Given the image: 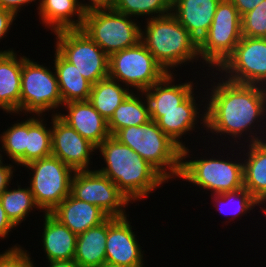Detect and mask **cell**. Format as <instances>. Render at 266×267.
Returning a JSON list of instances; mask_svg holds the SVG:
<instances>
[{
  "mask_svg": "<svg viewBox=\"0 0 266 267\" xmlns=\"http://www.w3.org/2000/svg\"><path fill=\"white\" fill-rule=\"evenodd\" d=\"M217 78L219 82H215ZM216 79H210L213 85L207 90L211 92L204 98L208 100L203 107L206 112V133L211 132L218 137L229 135L226 138L229 140L232 137L238 145H245L237 141L241 138L243 141L246 138L244 142L248 144L266 140V87L231 82L224 76ZM261 133L263 135H257Z\"/></svg>",
  "mask_w": 266,
  "mask_h": 267,
  "instance_id": "cell-1",
  "label": "cell"
},
{
  "mask_svg": "<svg viewBox=\"0 0 266 267\" xmlns=\"http://www.w3.org/2000/svg\"><path fill=\"white\" fill-rule=\"evenodd\" d=\"M97 150L106 164L97 171L108 177L132 204L149 197L167 181L147 161L112 135Z\"/></svg>",
  "mask_w": 266,
  "mask_h": 267,
  "instance_id": "cell-2",
  "label": "cell"
},
{
  "mask_svg": "<svg viewBox=\"0 0 266 267\" xmlns=\"http://www.w3.org/2000/svg\"><path fill=\"white\" fill-rule=\"evenodd\" d=\"M146 20L141 42L167 73L183 63H197L199 43L172 13Z\"/></svg>",
  "mask_w": 266,
  "mask_h": 267,
  "instance_id": "cell-3",
  "label": "cell"
},
{
  "mask_svg": "<svg viewBox=\"0 0 266 267\" xmlns=\"http://www.w3.org/2000/svg\"><path fill=\"white\" fill-rule=\"evenodd\" d=\"M114 137L147 161L167 182L179 177L182 148L158 127L156 121L122 128Z\"/></svg>",
  "mask_w": 266,
  "mask_h": 267,
  "instance_id": "cell-4",
  "label": "cell"
},
{
  "mask_svg": "<svg viewBox=\"0 0 266 267\" xmlns=\"http://www.w3.org/2000/svg\"><path fill=\"white\" fill-rule=\"evenodd\" d=\"M189 150L188 146L182 148L181 168L178 178H182V180L190 182L196 187L199 186L201 190L210 191L211 195L235 191L244 187L241 156L239 157L240 160L237 158L236 161L230 157H228L229 159L226 157L224 160L220 153L219 156L222 159L220 157L216 158L214 155L212 158L203 156L200 159L198 157L194 159L190 154L192 151ZM188 157L192 160H186Z\"/></svg>",
  "mask_w": 266,
  "mask_h": 267,
  "instance_id": "cell-5",
  "label": "cell"
},
{
  "mask_svg": "<svg viewBox=\"0 0 266 267\" xmlns=\"http://www.w3.org/2000/svg\"><path fill=\"white\" fill-rule=\"evenodd\" d=\"M135 20L113 8L95 10L85 13L81 29L110 56L141 42L142 25Z\"/></svg>",
  "mask_w": 266,
  "mask_h": 267,
  "instance_id": "cell-6",
  "label": "cell"
},
{
  "mask_svg": "<svg viewBox=\"0 0 266 267\" xmlns=\"http://www.w3.org/2000/svg\"><path fill=\"white\" fill-rule=\"evenodd\" d=\"M242 38L241 16L230 0L217 6L208 33L199 42L200 61L210 70L218 69L234 52Z\"/></svg>",
  "mask_w": 266,
  "mask_h": 267,
  "instance_id": "cell-7",
  "label": "cell"
},
{
  "mask_svg": "<svg viewBox=\"0 0 266 267\" xmlns=\"http://www.w3.org/2000/svg\"><path fill=\"white\" fill-rule=\"evenodd\" d=\"M31 170L29 187L40 212L51 213L70 193L75 171L50 155L24 166Z\"/></svg>",
  "mask_w": 266,
  "mask_h": 267,
  "instance_id": "cell-8",
  "label": "cell"
},
{
  "mask_svg": "<svg viewBox=\"0 0 266 267\" xmlns=\"http://www.w3.org/2000/svg\"><path fill=\"white\" fill-rule=\"evenodd\" d=\"M33 61L23 56L19 114L43 116L49 110L64 108L56 72Z\"/></svg>",
  "mask_w": 266,
  "mask_h": 267,
  "instance_id": "cell-9",
  "label": "cell"
},
{
  "mask_svg": "<svg viewBox=\"0 0 266 267\" xmlns=\"http://www.w3.org/2000/svg\"><path fill=\"white\" fill-rule=\"evenodd\" d=\"M167 74L142 42L109 56L108 77L136 92H144Z\"/></svg>",
  "mask_w": 266,
  "mask_h": 267,
  "instance_id": "cell-10",
  "label": "cell"
},
{
  "mask_svg": "<svg viewBox=\"0 0 266 267\" xmlns=\"http://www.w3.org/2000/svg\"><path fill=\"white\" fill-rule=\"evenodd\" d=\"M55 48L76 66L92 85L108 77L109 56L82 30L64 29L53 32Z\"/></svg>",
  "mask_w": 266,
  "mask_h": 267,
  "instance_id": "cell-11",
  "label": "cell"
},
{
  "mask_svg": "<svg viewBox=\"0 0 266 267\" xmlns=\"http://www.w3.org/2000/svg\"><path fill=\"white\" fill-rule=\"evenodd\" d=\"M216 71L231 82L266 87V38L242 36Z\"/></svg>",
  "mask_w": 266,
  "mask_h": 267,
  "instance_id": "cell-12",
  "label": "cell"
},
{
  "mask_svg": "<svg viewBox=\"0 0 266 267\" xmlns=\"http://www.w3.org/2000/svg\"><path fill=\"white\" fill-rule=\"evenodd\" d=\"M71 194L100 207L110 217L127 216L125 208L131 203L108 177L96 169L75 171L71 180Z\"/></svg>",
  "mask_w": 266,
  "mask_h": 267,
  "instance_id": "cell-13",
  "label": "cell"
},
{
  "mask_svg": "<svg viewBox=\"0 0 266 267\" xmlns=\"http://www.w3.org/2000/svg\"><path fill=\"white\" fill-rule=\"evenodd\" d=\"M52 155L59 158L74 171L90 170L92 152L97 147L89 140L83 138L74 128L64 122L52 111Z\"/></svg>",
  "mask_w": 266,
  "mask_h": 267,
  "instance_id": "cell-14",
  "label": "cell"
},
{
  "mask_svg": "<svg viewBox=\"0 0 266 267\" xmlns=\"http://www.w3.org/2000/svg\"><path fill=\"white\" fill-rule=\"evenodd\" d=\"M128 216L107 219L106 262L125 267H145L144 254Z\"/></svg>",
  "mask_w": 266,
  "mask_h": 267,
  "instance_id": "cell-15",
  "label": "cell"
},
{
  "mask_svg": "<svg viewBox=\"0 0 266 267\" xmlns=\"http://www.w3.org/2000/svg\"><path fill=\"white\" fill-rule=\"evenodd\" d=\"M194 92L178 106V109L171 111H150V118L156 121L158 127L168 135L174 142H176L181 148L185 147V142L180 139L183 135L195 131L198 126V118L200 124H203L201 128L206 126V112L200 111L198 107L204 104L196 103L197 96ZM198 105V106H197ZM202 112V113H201ZM201 113V114H199ZM201 115V116H200Z\"/></svg>",
  "mask_w": 266,
  "mask_h": 267,
  "instance_id": "cell-16",
  "label": "cell"
},
{
  "mask_svg": "<svg viewBox=\"0 0 266 267\" xmlns=\"http://www.w3.org/2000/svg\"><path fill=\"white\" fill-rule=\"evenodd\" d=\"M66 113L56 114L74 128L83 138L98 147L110 136L108 121L89 103V101L69 102L63 104Z\"/></svg>",
  "mask_w": 266,
  "mask_h": 267,
  "instance_id": "cell-17",
  "label": "cell"
},
{
  "mask_svg": "<svg viewBox=\"0 0 266 267\" xmlns=\"http://www.w3.org/2000/svg\"><path fill=\"white\" fill-rule=\"evenodd\" d=\"M50 214L77 235L110 217L100 207L81 201L71 193Z\"/></svg>",
  "mask_w": 266,
  "mask_h": 267,
  "instance_id": "cell-18",
  "label": "cell"
},
{
  "mask_svg": "<svg viewBox=\"0 0 266 267\" xmlns=\"http://www.w3.org/2000/svg\"><path fill=\"white\" fill-rule=\"evenodd\" d=\"M221 0H172V14L199 43L208 33Z\"/></svg>",
  "mask_w": 266,
  "mask_h": 267,
  "instance_id": "cell-19",
  "label": "cell"
},
{
  "mask_svg": "<svg viewBox=\"0 0 266 267\" xmlns=\"http://www.w3.org/2000/svg\"><path fill=\"white\" fill-rule=\"evenodd\" d=\"M22 63L13 49L0 50V109L12 115L20 112Z\"/></svg>",
  "mask_w": 266,
  "mask_h": 267,
  "instance_id": "cell-20",
  "label": "cell"
},
{
  "mask_svg": "<svg viewBox=\"0 0 266 267\" xmlns=\"http://www.w3.org/2000/svg\"><path fill=\"white\" fill-rule=\"evenodd\" d=\"M42 242L48 262L73 260L77 234L61 224L50 213H44Z\"/></svg>",
  "mask_w": 266,
  "mask_h": 267,
  "instance_id": "cell-21",
  "label": "cell"
},
{
  "mask_svg": "<svg viewBox=\"0 0 266 267\" xmlns=\"http://www.w3.org/2000/svg\"><path fill=\"white\" fill-rule=\"evenodd\" d=\"M248 146V147H247ZM240 151L243 161V184L252 196L265 206L266 202V140L249 143ZM247 151V153L245 152ZM246 153V154H245Z\"/></svg>",
  "mask_w": 266,
  "mask_h": 267,
  "instance_id": "cell-22",
  "label": "cell"
},
{
  "mask_svg": "<svg viewBox=\"0 0 266 267\" xmlns=\"http://www.w3.org/2000/svg\"><path fill=\"white\" fill-rule=\"evenodd\" d=\"M78 2L79 0H41L37 9L39 20L52 33L64 29H81L85 13ZM76 16L77 19H74Z\"/></svg>",
  "mask_w": 266,
  "mask_h": 267,
  "instance_id": "cell-23",
  "label": "cell"
},
{
  "mask_svg": "<svg viewBox=\"0 0 266 267\" xmlns=\"http://www.w3.org/2000/svg\"><path fill=\"white\" fill-rule=\"evenodd\" d=\"M174 73H168L162 80L146 89L145 94L149 111H171L178 109L193 92V81L176 84ZM173 83V84H172Z\"/></svg>",
  "mask_w": 266,
  "mask_h": 267,
  "instance_id": "cell-24",
  "label": "cell"
},
{
  "mask_svg": "<svg viewBox=\"0 0 266 267\" xmlns=\"http://www.w3.org/2000/svg\"><path fill=\"white\" fill-rule=\"evenodd\" d=\"M54 71L57 75L63 104L69 102L88 101L92 84L68 62L57 50L54 54Z\"/></svg>",
  "mask_w": 266,
  "mask_h": 267,
  "instance_id": "cell-25",
  "label": "cell"
},
{
  "mask_svg": "<svg viewBox=\"0 0 266 267\" xmlns=\"http://www.w3.org/2000/svg\"><path fill=\"white\" fill-rule=\"evenodd\" d=\"M107 220L78 234L74 260L81 267H100L106 261Z\"/></svg>",
  "mask_w": 266,
  "mask_h": 267,
  "instance_id": "cell-26",
  "label": "cell"
},
{
  "mask_svg": "<svg viewBox=\"0 0 266 267\" xmlns=\"http://www.w3.org/2000/svg\"><path fill=\"white\" fill-rule=\"evenodd\" d=\"M134 92L115 109L113 116L108 121L110 135L114 136L122 128L142 125L151 120L145 94L143 92L135 94Z\"/></svg>",
  "mask_w": 266,
  "mask_h": 267,
  "instance_id": "cell-27",
  "label": "cell"
},
{
  "mask_svg": "<svg viewBox=\"0 0 266 267\" xmlns=\"http://www.w3.org/2000/svg\"><path fill=\"white\" fill-rule=\"evenodd\" d=\"M133 92L116 80L107 77L99 80L91 87L89 103L107 121L113 116L115 109Z\"/></svg>",
  "mask_w": 266,
  "mask_h": 267,
  "instance_id": "cell-28",
  "label": "cell"
},
{
  "mask_svg": "<svg viewBox=\"0 0 266 267\" xmlns=\"http://www.w3.org/2000/svg\"><path fill=\"white\" fill-rule=\"evenodd\" d=\"M41 116L26 120V165L32 161L52 155L51 127H46ZM49 128V129H48Z\"/></svg>",
  "mask_w": 266,
  "mask_h": 267,
  "instance_id": "cell-29",
  "label": "cell"
},
{
  "mask_svg": "<svg viewBox=\"0 0 266 267\" xmlns=\"http://www.w3.org/2000/svg\"><path fill=\"white\" fill-rule=\"evenodd\" d=\"M0 201L7 217L15 226L25 221L33 208L39 209L30 187L22 188L18 183L17 188L4 190L0 194Z\"/></svg>",
  "mask_w": 266,
  "mask_h": 267,
  "instance_id": "cell-30",
  "label": "cell"
},
{
  "mask_svg": "<svg viewBox=\"0 0 266 267\" xmlns=\"http://www.w3.org/2000/svg\"><path fill=\"white\" fill-rule=\"evenodd\" d=\"M211 198L216 202L214 203V208H216L220 214L222 213L234 217L231 218L232 221L237 217L239 218L240 216L242 217V215L245 216L246 213H250V211L254 209L255 206L256 207L259 206L258 208L262 209L263 210L262 213H265L266 215V206L260 207L261 204L244 187L235 191H229L220 194H212ZM229 204L232 210L229 209L230 212H227L226 208H224L225 209L224 211L223 207L225 206L227 207L229 206Z\"/></svg>",
  "mask_w": 266,
  "mask_h": 267,
  "instance_id": "cell-31",
  "label": "cell"
},
{
  "mask_svg": "<svg viewBox=\"0 0 266 267\" xmlns=\"http://www.w3.org/2000/svg\"><path fill=\"white\" fill-rule=\"evenodd\" d=\"M114 10L136 19L164 16L172 12V0H114ZM154 14V15H153Z\"/></svg>",
  "mask_w": 266,
  "mask_h": 267,
  "instance_id": "cell-32",
  "label": "cell"
},
{
  "mask_svg": "<svg viewBox=\"0 0 266 267\" xmlns=\"http://www.w3.org/2000/svg\"><path fill=\"white\" fill-rule=\"evenodd\" d=\"M11 125L0 134V152L5 151L13 164L23 167L26 165V119Z\"/></svg>",
  "mask_w": 266,
  "mask_h": 267,
  "instance_id": "cell-33",
  "label": "cell"
},
{
  "mask_svg": "<svg viewBox=\"0 0 266 267\" xmlns=\"http://www.w3.org/2000/svg\"><path fill=\"white\" fill-rule=\"evenodd\" d=\"M242 36L266 38V0L241 16Z\"/></svg>",
  "mask_w": 266,
  "mask_h": 267,
  "instance_id": "cell-34",
  "label": "cell"
},
{
  "mask_svg": "<svg viewBox=\"0 0 266 267\" xmlns=\"http://www.w3.org/2000/svg\"><path fill=\"white\" fill-rule=\"evenodd\" d=\"M32 257L18 243L0 254V267H36Z\"/></svg>",
  "mask_w": 266,
  "mask_h": 267,
  "instance_id": "cell-35",
  "label": "cell"
},
{
  "mask_svg": "<svg viewBox=\"0 0 266 267\" xmlns=\"http://www.w3.org/2000/svg\"><path fill=\"white\" fill-rule=\"evenodd\" d=\"M3 159H0V194L6 190L11 184L14 176L15 167L12 164H4Z\"/></svg>",
  "mask_w": 266,
  "mask_h": 267,
  "instance_id": "cell-36",
  "label": "cell"
},
{
  "mask_svg": "<svg viewBox=\"0 0 266 267\" xmlns=\"http://www.w3.org/2000/svg\"><path fill=\"white\" fill-rule=\"evenodd\" d=\"M16 17L13 12L0 7V40L10 32V27H12Z\"/></svg>",
  "mask_w": 266,
  "mask_h": 267,
  "instance_id": "cell-37",
  "label": "cell"
},
{
  "mask_svg": "<svg viewBox=\"0 0 266 267\" xmlns=\"http://www.w3.org/2000/svg\"><path fill=\"white\" fill-rule=\"evenodd\" d=\"M80 8L84 13H88L95 10L111 9L114 4V0H88V3L78 2Z\"/></svg>",
  "mask_w": 266,
  "mask_h": 267,
  "instance_id": "cell-38",
  "label": "cell"
},
{
  "mask_svg": "<svg viewBox=\"0 0 266 267\" xmlns=\"http://www.w3.org/2000/svg\"><path fill=\"white\" fill-rule=\"evenodd\" d=\"M35 1L36 0H0V7L13 12L17 16L22 7L25 5L28 6V4H31ZM37 2L39 3L37 6L38 8L41 0H38Z\"/></svg>",
  "mask_w": 266,
  "mask_h": 267,
  "instance_id": "cell-39",
  "label": "cell"
},
{
  "mask_svg": "<svg viewBox=\"0 0 266 267\" xmlns=\"http://www.w3.org/2000/svg\"><path fill=\"white\" fill-rule=\"evenodd\" d=\"M14 227L16 226L7 217L0 201V239H5L9 235L8 233L11 232Z\"/></svg>",
  "mask_w": 266,
  "mask_h": 267,
  "instance_id": "cell-40",
  "label": "cell"
},
{
  "mask_svg": "<svg viewBox=\"0 0 266 267\" xmlns=\"http://www.w3.org/2000/svg\"><path fill=\"white\" fill-rule=\"evenodd\" d=\"M233 5L238 10L240 16L246 14L247 12L253 10L260 4L263 0H230Z\"/></svg>",
  "mask_w": 266,
  "mask_h": 267,
  "instance_id": "cell-41",
  "label": "cell"
},
{
  "mask_svg": "<svg viewBox=\"0 0 266 267\" xmlns=\"http://www.w3.org/2000/svg\"><path fill=\"white\" fill-rule=\"evenodd\" d=\"M48 267H81L74 259L66 261H50Z\"/></svg>",
  "mask_w": 266,
  "mask_h": 267,
  "instance_id": "cell-42",
  "label": "cell"
},
{
  "mask_svg": "<svg viewBox=\"0 0 266 267\" xmlns=\"http://www.w3.org/2000/svg\"><path fill=\"white\" fill-rule=\"evenodd\" d=\"M100 267H125V266H121L119 264H113V263H109L105 261Z\"/></svg>",
  "mask_w": 266,
  "mask_h": 267,
  "instance_id": "cell-43",
  "label": "cell"
}]
</instances>
